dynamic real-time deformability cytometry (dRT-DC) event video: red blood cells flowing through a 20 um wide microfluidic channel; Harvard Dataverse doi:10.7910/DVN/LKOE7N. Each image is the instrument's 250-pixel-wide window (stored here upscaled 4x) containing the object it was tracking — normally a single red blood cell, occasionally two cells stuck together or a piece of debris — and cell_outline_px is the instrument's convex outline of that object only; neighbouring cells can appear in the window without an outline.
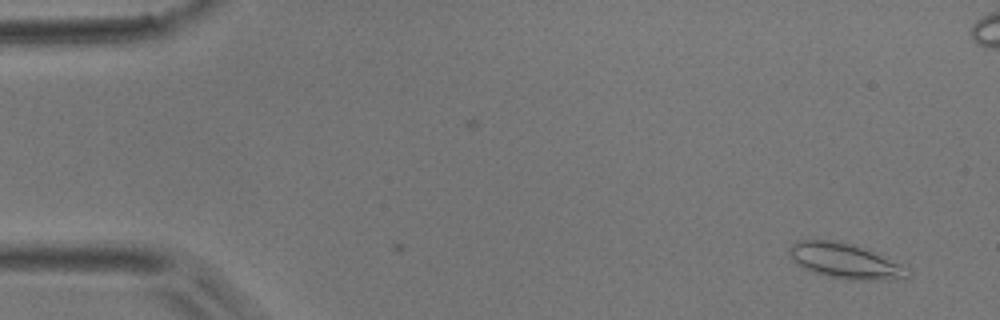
{"species": "common noctule bat (a hibernating species)", "species_latin": "Nyctalus noctula", "temperature_condition": "room temperature", "stored_images_in_passage": 50, "camera_frame_rate_fps": 3000, "um_per_image_px": 0.085, "animal": {"sex": "male", "body_mass_g": 17.9}, "frame": {"image": 1, "passage_image": 1, "time_ms": 0.0, "image_size_px": [1000, 320], "cell_outline_px": [[908, 276], [904, 280], [848, 280], [828, 276], [812, 272], [796, 264], [792, 260], [788, 252], [788, 248], [796, 240], [836, 240], [856, 244], [868, 248], [900, 264]], "centroid_in_image_um": [71.79, 22.17], "position_along_channel_um": 13.2, "area_um2": 24.57}}
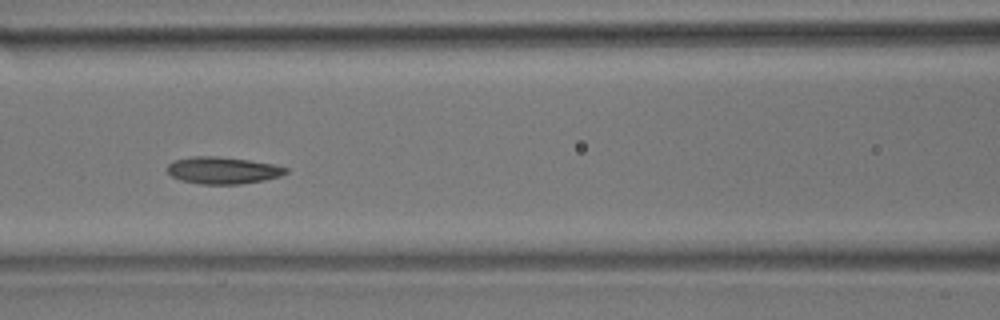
{"frame": {"image": 2, "passage_image": 20, "time_ms": 6.333, "image_size_px": [1000, 320], "cell_outline_px": [[288, 172], [280, 176], [264, 180], [240, 184], [200, 184], [180, 180], [172, 176], [168, 172], [168, 164], [172, 160], [192, 156], [216, 156], [248, 160], [276, 164], [288, 168]], "centroid_in_image_um": [18.94, 14.47], "position_along_channel_um": 147.7, "area_um2": 18.73}}
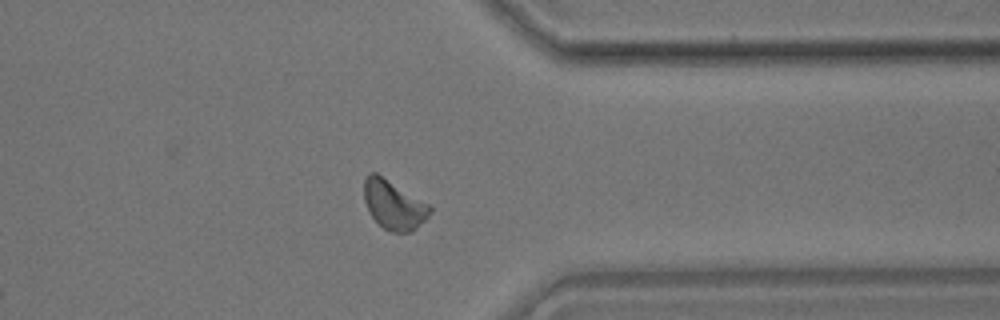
{"frame": {"image": 3, "passage_image": 38, "time_ms": 12.333, "image_size_px": [1000, 320], "cell_outline_px": [[432, 212], [412, 232], [392, 232], [384, 228], [368, 212], [364, 200], [364, 180], [368, 172], [376, 172], [428, 204], [432, 208]], "centroid_in_image_um": [33.44, 17.4], "position_along_channel_um": 378.0, "area_um2": 18.67}, "authors_computed_cell_mechanics": {"area_um2": 18.3226, "velocity_mm_per_s": 3.9472, "shape_relaxation_time_tau1_ms": 5.3136, "shape_relaxation_time_tau2_ms": 2.5365, "deformation_change_tau1": 0.1211, "deformation_change_tau2": 0.0738}}